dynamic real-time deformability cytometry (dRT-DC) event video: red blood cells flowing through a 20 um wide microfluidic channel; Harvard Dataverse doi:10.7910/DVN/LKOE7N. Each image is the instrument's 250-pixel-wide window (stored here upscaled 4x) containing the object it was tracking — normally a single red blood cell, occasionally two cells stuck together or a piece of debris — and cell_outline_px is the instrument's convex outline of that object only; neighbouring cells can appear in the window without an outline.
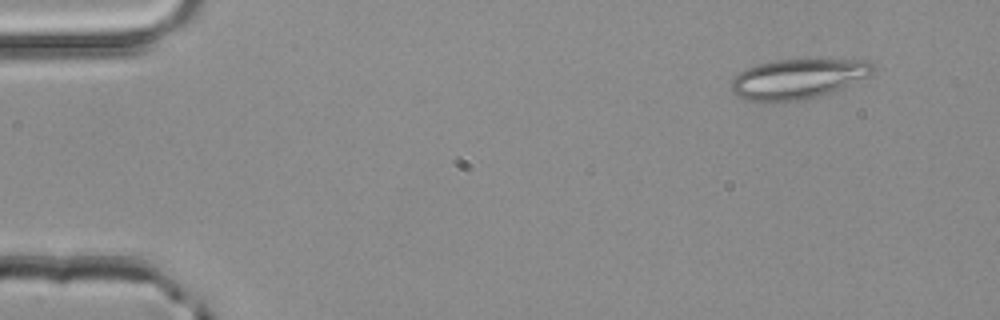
{"species": "common noctule bat (a hibernating species)", "species_latin": "Nyctalus noctula", "temperature_condition": "room temperature", "stored_images_in_passage": 15, "camera_frame_rate_fps": 3000, "um_per_image_px": 0.085, "animal": {"sex": "male", "body_mass_g": 20.4}, "frame": {"image": 1, "passage_image": 5, "time_ms": 1.333, "image_size_px": [1000, 320], "cell_outline_px": [[876, 68], [872, 76], [832, 92], [820, 96], [804, 100], [744, 100], [732, 92], [732, 80], [740, 72], [756, 64], [776, 60], [868, 60]], "centroid_in_image_um": [67.89, 6.69], "position_along_channel_um": 17.1, "area_um2": 32.71}}